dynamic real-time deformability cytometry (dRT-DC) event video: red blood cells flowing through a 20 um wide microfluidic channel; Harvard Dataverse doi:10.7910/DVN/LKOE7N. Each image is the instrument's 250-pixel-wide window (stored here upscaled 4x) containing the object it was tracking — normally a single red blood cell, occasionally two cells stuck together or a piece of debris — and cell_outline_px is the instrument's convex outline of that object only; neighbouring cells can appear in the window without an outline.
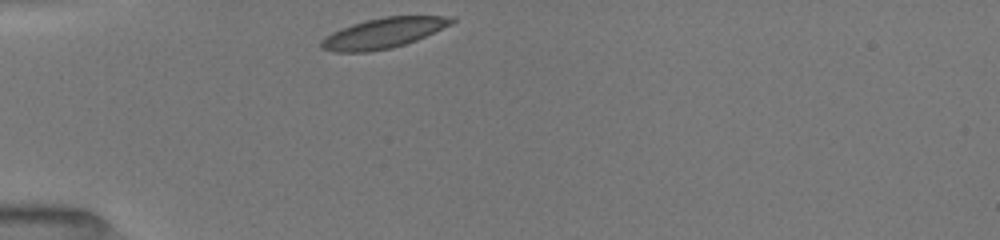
{"species": "common noctule bat (a hibernating species)", "species_latin": "Nyctalus noctula", "temperature_condition": "room temperature", "stored_images_in_passage": 30, "camera_frame_rate_fps": 3000, "um_per_image_px": 0.085, "animal": {"sex": "female", "body_mass_g": 19.5, "forearm_length_mm": 54.1}, "frame": {"image": 1, "passage_image": 1, "time_ms": 0.0, "image_size_px": [1000, 240], "cell_outline_px": [[456, 20], [452, 24], [416, 40], [392, 48], [368, 52], [336, 52], [320, 48], [320, 40], [332, 32], [352, 24], [384, 16], [452, 16]], "centroid_in_image_um": [32.58, 2.81], "position_along_channel_um": 52.4, "area_um2": 22.89}}
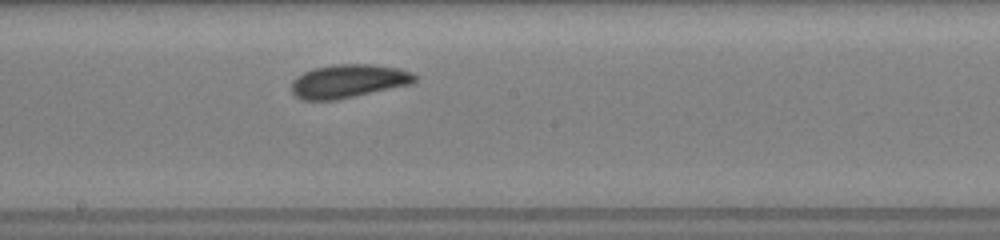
{"frame": {"image": 2, "passage_image": 15, "time_ms": 4.667, "image_size_px": [1000, 240], "cell_outline_px": [[416, 80], [412, 84], [336, 100], [304, 100], [296, 96], [292, 92], [292, 80], [296, 76], [304, 72], [316, 68], [336, 64], [368, 64], [400, 68], [412, 72], [416, 76]], "centroid_in_image_um": [29.63, 6.9], "position_along_channel_um": 218.6, "area_um2": 23.99}}
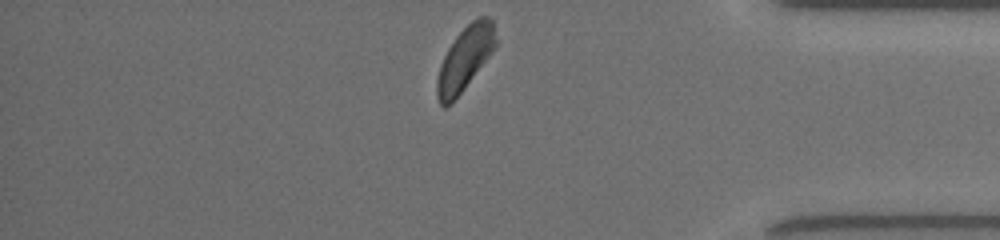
{"frame": {"image": 3, "passage_image": 30, "time_ms": 9.667, "image_size_px": [1000, 240], "cell_outline_px": [[496, 44], [492, 52], [452, 104], [444, 108], [440, 104], [436, 96], [436, 80], [440, 64], [448, 48], [456, 36], [472, 20], [480, 16], [488, 16], [492, 20], [496, 36]], "centroid_in_image_um": [39.49, 5.0], "position_along_channel_um": 395.7, "area_um2": 21.73}, "authors_computed_cell_mechanics": {"area_um2": 23.0622, "velocity_mm_per_s": 3.9536, "shape_relaxation_time_tau1_ms": 1.6335, "shape_relaxation_time_tau2_ms": null, "deformation_change_tau1": 0.0885, "deformation_change_tau2": null}}